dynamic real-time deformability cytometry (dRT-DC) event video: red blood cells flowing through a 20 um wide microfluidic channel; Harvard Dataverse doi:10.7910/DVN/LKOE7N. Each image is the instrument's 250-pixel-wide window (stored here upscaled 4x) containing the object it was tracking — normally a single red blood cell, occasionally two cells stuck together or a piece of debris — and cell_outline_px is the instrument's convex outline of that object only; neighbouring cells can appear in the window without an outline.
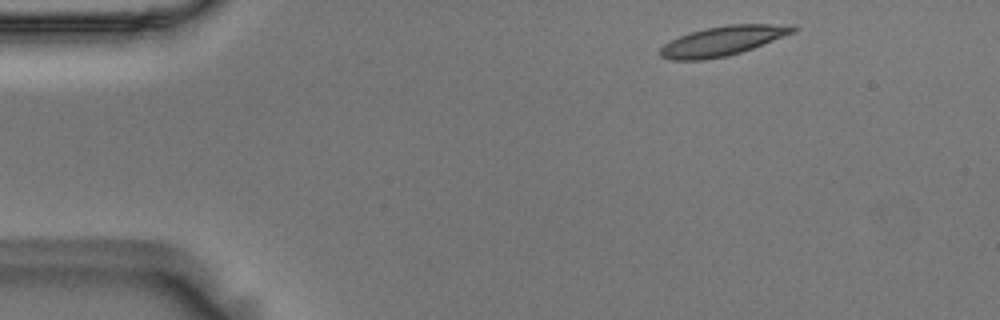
{"species": "Egyptian fruit bat (a non-hibernating species)", "species_latin": "Rousettus aegyptiacus", "temperature_condition": "room temperature", "stored_images_in_passage": 50, "camera_frame_rate_fps": 3000, "um_per_image_px": 0.085, "animal": {"sex": "male"}, "frame": {"image": 1, "passage_image": 2, "time_ms": 0.333, "image_size_px": [1000, 320], "cell_outline_px": [[800, 28], [792, 32], [752, 48], [728, 56], [704, 60], [672, 60], [660, 56], [660, 48], [664, 44], [680, 36], [692, 32], [708, 28], [728, 24], [792, 24]], "centroid_in_image_um": [61.42, 3.48], "position_along_channel_um": 23.6, "area_um2": 22.54}}
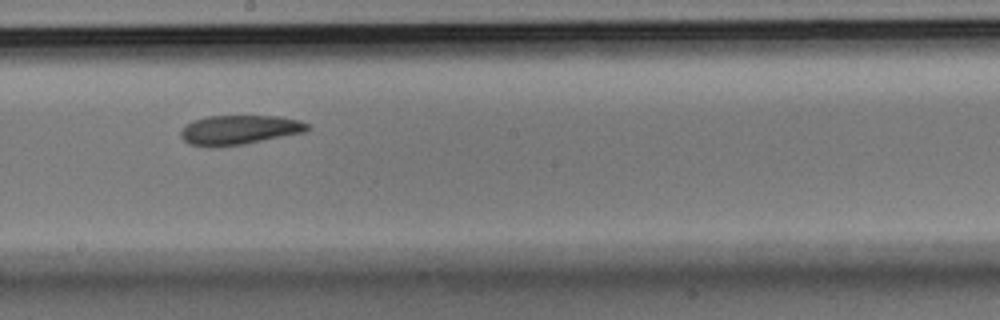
{"frame": {"image": 2, "passage_image": 25, "time_ms": 8.0, "image_size_px": [1000, 320], "cell_outline_px": [[308, 128], [304, 132], [244, 144], [220, 148], [208, 148], [188, 144], [180, 136], [180, 132], [184, 124], [192, 120], [208, 116], [280, 116], [300, 120], [308, 124]], "centroid_in_image_um": [20.25, 11.05], "position_along_channel_um": 227.9, "area_um2": 22.08}}
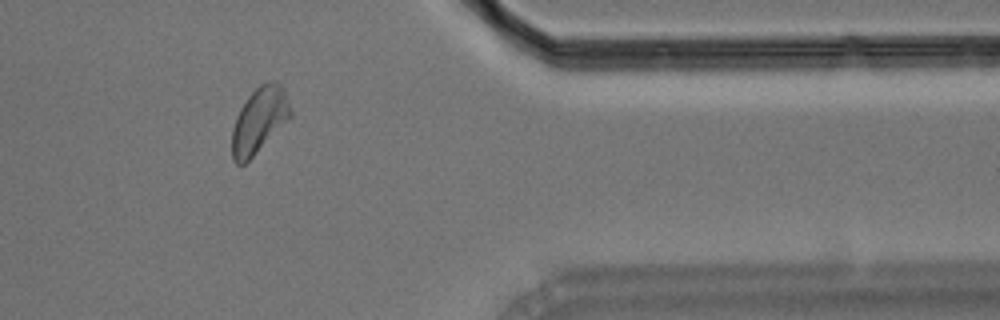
{"frame": {"image": 3, "passage_image": 40, "time_ms": 13.0, "image_size_px": [1000, 320], "cell_outline_px": [[292, 116], [244, 164], [236, 164], [232, 160], [232, 128], [236, 116], [240, 108], [248, 96], [260, 84], [272, 80], [276, 80], [284, 88], [292, 112]], "centroid_in_image_um": [22.03, 10.19], "position_along_channel_um": 389.4, "area_um2": 22.2}, "authors_computed_cell_mechanics": {"area_um2": 22.2241, "velocity_mm_per_s": 3.6163, "shape_relaxation_time_tau1_ms": 7.1774, "shape_relaxation_time_tau2_ms": 3.3385, "deformation_change_tau1": 0.1678, "deformation_change_tau2": 0.0992}}